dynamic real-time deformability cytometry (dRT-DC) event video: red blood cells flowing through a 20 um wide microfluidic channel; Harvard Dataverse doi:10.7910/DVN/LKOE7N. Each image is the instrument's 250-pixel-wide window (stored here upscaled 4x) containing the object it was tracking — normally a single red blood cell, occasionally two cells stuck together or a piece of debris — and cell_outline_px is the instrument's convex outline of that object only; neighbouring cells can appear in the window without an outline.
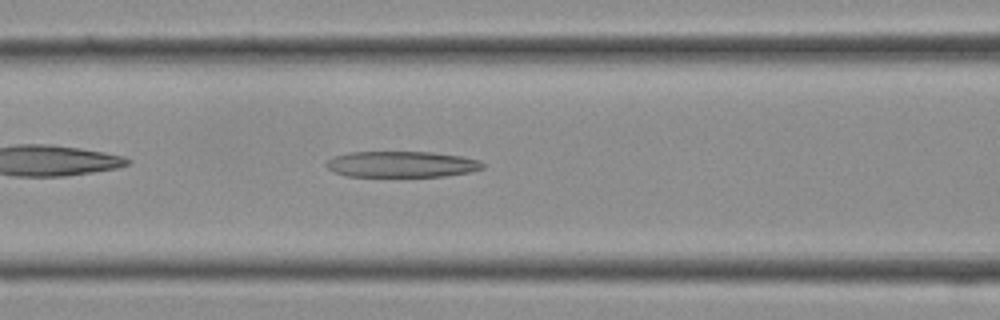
{"species": "Egyptian fruit bat (a non-hibernating species)", "species_latin": "Rousettus aegyptiacus", "temperature_condition": "cold", "stored_images_in_passage": 14, "camera_frame_rate_fps": 3000, "um_per_image_px": 0.085, "frame": {"image": 1, "passage_image": 10, "time_ms": 3.0, "image_size_px": [1000, 320], "cell_outline_px": [[484, 168], [472, 172], [444, 176], [344, 176], [332, 172], [324, 164], [332, 156], [348, 152], [432, 152], [460, 156], [480, 160], [484, 164]], "centroid_in_image_um": [34.11, 13.96], "position_along_channel_um": 132.5, "area_um2": 23.93}}
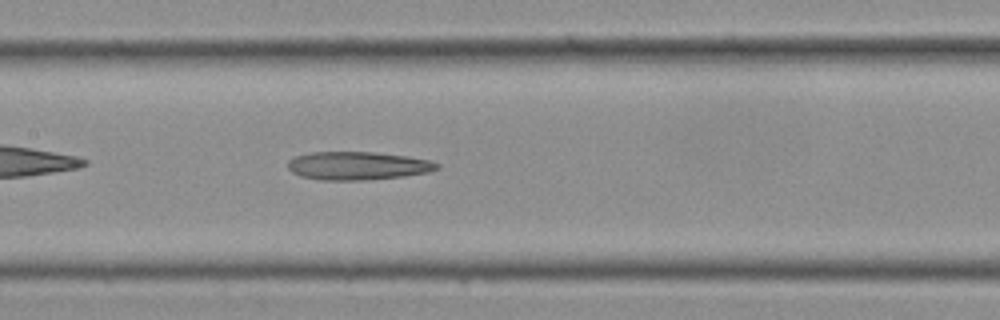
{"frame": {"image": 2, "passage_image": 12, "time_ms": 3.667, "image_size_px": [1000, 320], "cell_outline_px": [[440, 168], [428, 172], [404, 176], [360, 180], [320, 180], [300, 176], [292, 172], [288, 168], [288, 160], [296, 156], [312, 152], [372, 152], [408, 156], [432, 160], [440, 164]], "centroid_in_image_um": [30.42, 14.08], "position_along_channel_um": 177.0, "area_um2": 24.57}}
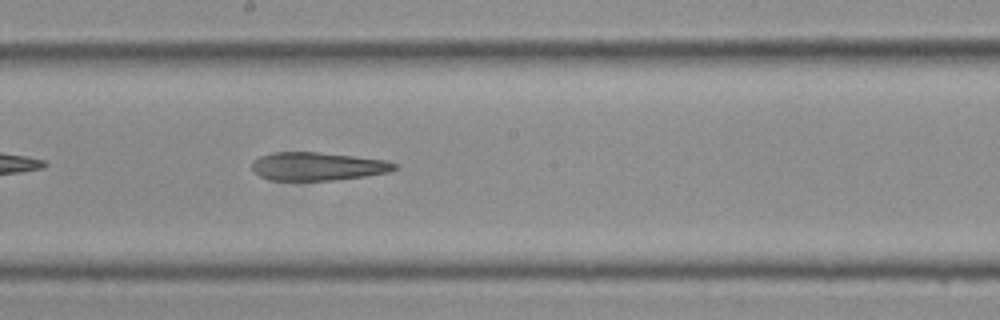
{"frame": {"image": 3, "passage_image": 14, "time_ms": 4.333, "image_size_px": [1000, 320], "cell_outline_px": [[396, 168], [388, 172], [364, 176], [336, 180], [268, 180], [252, 172], [252, 160], [260, 156], [276, 152], [320, 152], [388, 160], [396, 164]], "centroid_in_image_um": [26.96, 14.14], "position_along_channel_um": 221.2, "area_um2": 23.52}}